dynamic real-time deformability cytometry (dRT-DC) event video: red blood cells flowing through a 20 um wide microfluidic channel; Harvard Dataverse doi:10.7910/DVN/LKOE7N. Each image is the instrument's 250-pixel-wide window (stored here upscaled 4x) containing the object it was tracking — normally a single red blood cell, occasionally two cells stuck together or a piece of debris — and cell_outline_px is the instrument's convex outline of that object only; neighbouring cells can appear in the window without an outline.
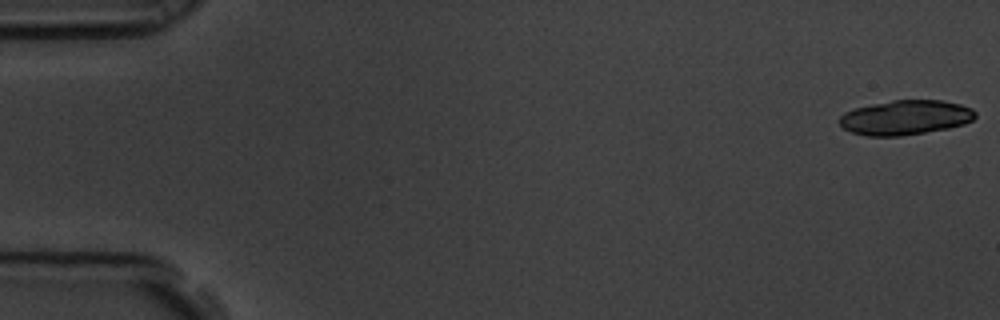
{"species": "common noctule bat (a hibernating species)", "species_latin": "Nyctalus noctula", "temperature_condition": "room temperature", "stored_images_in_passage": 6, "camera_frame_rate_fps": 3000, "um_per_image_px": 0.085, "animal": {"sex": "male", "body_mass_g": 19.5, "forearm_length_mm": 54.6}, "frame": {"image": 1, "passage_image": 1, "time_ms": 0.0, "image_size_px": [1000, 320], "cell_outline_px": [[976, 116], [972, 120], [964, 124], [948, 128], [900, 136], [868, 136], [852, 132], [844, 128], [840, 124], [840, 116], [844, 112], [856, 108], [872, 104], [892, 100], [944, 100], [960, 104], [972, 108], [976, 112]], "centroid_in_image_um": [76.98, 9.98], "position_along_channel_um": 8.0, "area_um2": 27.34}}